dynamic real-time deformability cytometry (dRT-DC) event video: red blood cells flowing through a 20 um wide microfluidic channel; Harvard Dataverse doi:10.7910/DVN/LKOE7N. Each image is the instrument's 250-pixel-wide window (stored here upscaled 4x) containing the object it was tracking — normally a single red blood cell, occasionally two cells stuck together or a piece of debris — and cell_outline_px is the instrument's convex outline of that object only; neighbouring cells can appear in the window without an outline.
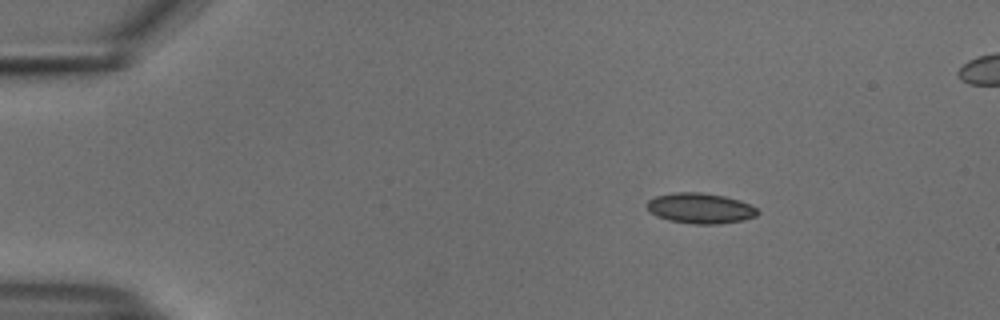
{"species": "common noctule bat (a hibernating species)", "species_latin": "Nyctalus noctula", "temperature_condition": "cold", "stored_images_in_passage": 47, "camera_frame_rate_fps": 3000, "um_per_image_px": 0.085, "animal": {"sex": "male", "body_mass_g": 18.8}, "frame": {"image": 1, "passage_image": 1, "time_ms": 0.0, "image_size_px": [1000, 320], "cell_outline_px": [[760, 212], [756, 216], [744, 220], [720, 224], [692, 224], [668, 220], [656, 216], [648, 212], [648, 200], [656, 196], [672, 192], [700, 192], [724, 196], [740, 200], [756, 208]], "centroid_in_image_um": [59.52, 17.71], "position_along_channel_um": 25.5, "area_um2": 19.77}}
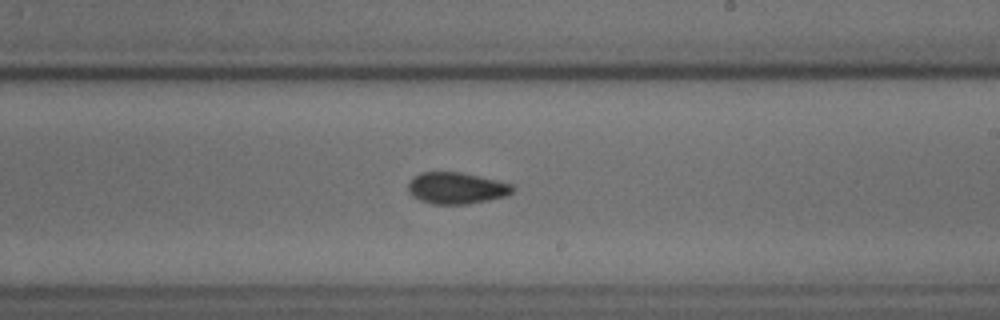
{"frame": {"image": 2, "passage_image": 25, "time_ms": 8.0, "image_size_px": [1000, 320], "cell_outline_px": [[516, 188], [512, 192], [504, 196], [488, 200], [468, 204], [432, 204], [420, 200], [412, 196], [408, 192], [408, 184], [412, 176], [420, 172], [460, 172], [496, 180], [512, 184]], "centroid_in_image_um": [38.76, 15.99], "position_along_channel_um": 250.2, "area_um2": 19.25}}
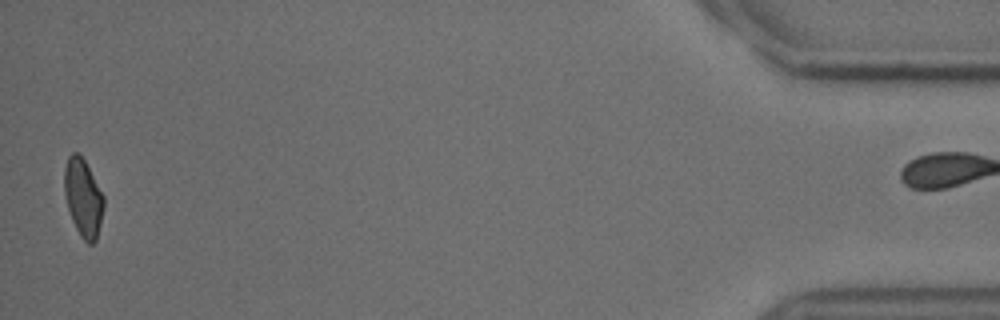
{"frame": {"image": 3, "passage_image": 46, "time_ms": 15.0, "image_size_px": [1000, 320], "cell_outline_px": [[104, 208], [96, 240], [92, 244], [88, 244], [80, 236], [72, 220], [68, 208], [64, 192], [64, 168], [68, 156], [72, 152], [80, 152], [104, 196]], "centroid_in_image_um": [7.06, 16.79], "position_along_channel_um": 428.1, "area_um2": 17.92}}